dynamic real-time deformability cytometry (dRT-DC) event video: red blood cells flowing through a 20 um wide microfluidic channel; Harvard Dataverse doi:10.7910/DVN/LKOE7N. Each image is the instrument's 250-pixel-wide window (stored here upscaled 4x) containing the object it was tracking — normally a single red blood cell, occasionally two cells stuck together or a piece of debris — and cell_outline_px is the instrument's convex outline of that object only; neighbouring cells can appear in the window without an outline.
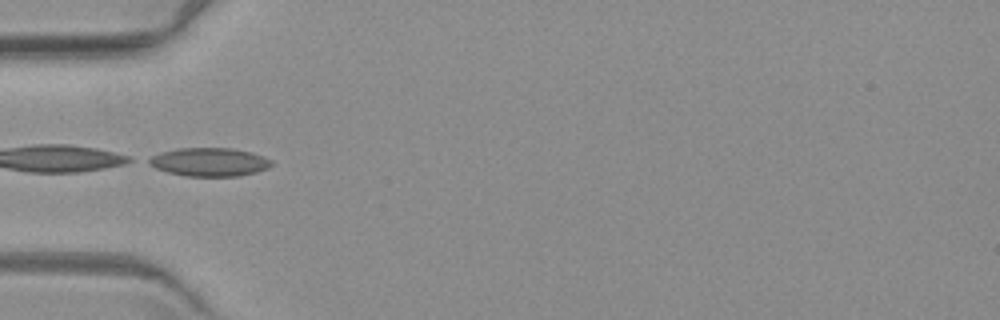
{"species": "common noctule bat (a hibernating species)", "species_latin": "Nyctalus noctula", "temperature_condition": "warm", "stored_images_in_passage": 3, "camera_frame_rate_fps": 3000, "um_per_image_px": 0.085, "animal": {"sex": "female", "body_mass_g": 19.3, "forearm_length_mm": 54.1}, "frame": {"image": 1, "passage_image": 3, "time_ms": 2.333, "image_size_px": [1000, 320], "cell_outline_px": [[272, 164], [268, 168], [256, 172], [240, 176], [184, 176], [168, 172], [156, 168], [140, 160], [160, 152], [176, 148], [232, 148], [252, 152], [264, 156], [272, 160]], "centroid_in_image_um": [17.74, 13.76], "position_along_channel_um": 67.3, "area_um2": 20.75}}